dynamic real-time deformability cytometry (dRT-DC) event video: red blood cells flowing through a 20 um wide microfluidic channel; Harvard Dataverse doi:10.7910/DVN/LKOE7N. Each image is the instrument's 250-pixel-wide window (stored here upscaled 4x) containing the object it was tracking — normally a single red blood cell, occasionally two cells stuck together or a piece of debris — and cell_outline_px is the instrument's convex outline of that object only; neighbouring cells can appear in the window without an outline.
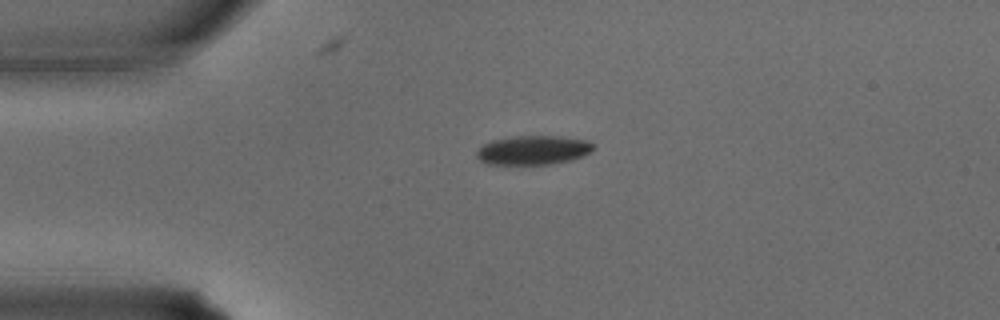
{"species": "common noctule bat (a hibernating species)", "species_latin": "Nyctalus noctula", "temperature_condition": "warm", "stored_images_in_passage": 4, "camera_frame_rate_fps": 3000, "um_per_image_px": 0.085, "animal": {"sex": "male", "body_mass_g": 15.6}, "frame": {"image": 1, "passage_image": 1, "time_ms": 0.0, "image_size_px": [1000, 320], "cell_outline_px": [[596, 148], [584, 156], [572, 160], [552, 164], [488, 164], [480, 160], [476, 156], [476, 152], [484, 144], [492, 140], [516, 136], [564, 136], [588, 140], [596, 144]], "centroid_in_image_um": [45.4, 12.75], "position_along_channel_um": 39.6, "area_um2": 20.06}}